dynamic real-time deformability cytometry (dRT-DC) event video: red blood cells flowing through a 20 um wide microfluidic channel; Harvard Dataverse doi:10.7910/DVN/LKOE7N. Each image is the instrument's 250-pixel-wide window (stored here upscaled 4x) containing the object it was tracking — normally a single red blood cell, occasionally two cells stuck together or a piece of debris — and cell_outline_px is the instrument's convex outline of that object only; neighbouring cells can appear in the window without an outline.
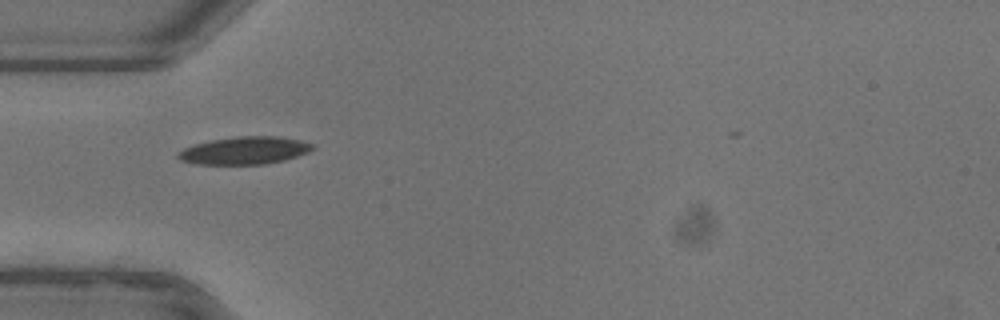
{"species": "common noctule bat (a hibernating species)", "species_latin": "Nyctalus noctula", "temperature_condition": "warm", "stored_images_in_passage": 33, "camera_frame_rate_fps": 3000, "um_per_image_px": 0.085, "animal": {"sex": "female"}, "frame": {"image": 1, "passage_image": 1, "time_ms": 0.0, "image_size_px": [1000, 320], "cell_outline_px": [[316, 148], [308, 152], [284, 160], [264, 164], [196, 164], [180, 160], [176, 156], [176, 152], [184, 148], [196, 144], [212, 140], [236, 136], [280, 136], [300, 140], [316, 144]], "centroid_in_image_um": [20.81, 12.79], "position_along_channel_um": 64.2, "area_um2": 21.73}}
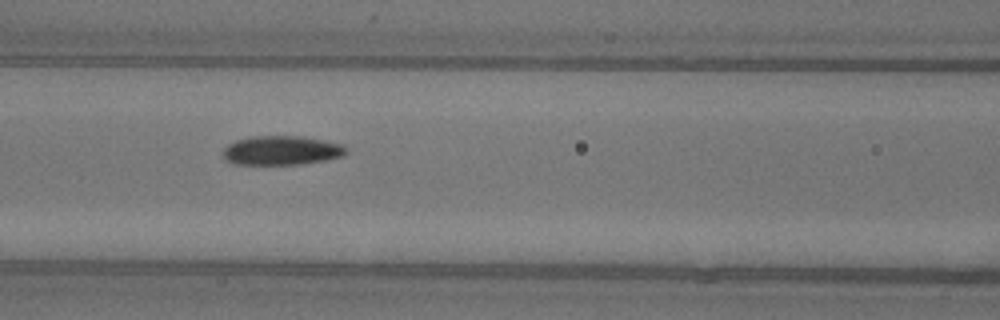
{"frame": {"image": 2, "passage_image": 7, "time_ms": 2.0, "image_size_px": [1000, 320], "cell_outline_px": [[348, 152], [340, 156], [324, 160], [300, 164], [232, 164], [224, 160], [220, 156], [224, 148], [228, 144], [236, 140], [252, 136], [304, 136], [344, 144], [348, 148]], "centroid_in_image_um": [23.9, 12.78], "position_along_channel_um": 142.7, "area_um2": 21.21}}
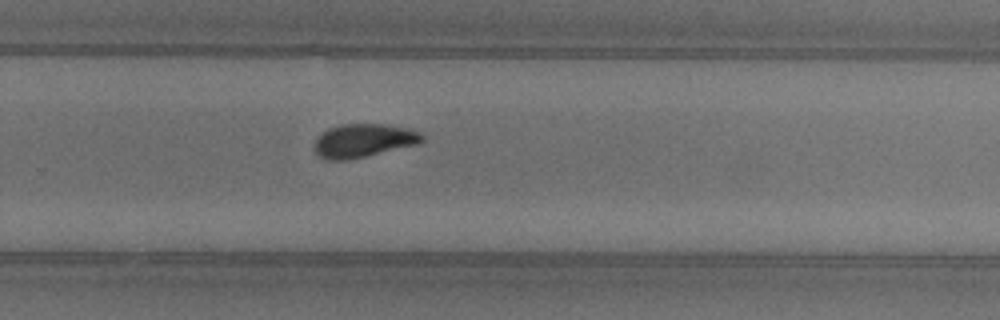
{"frame": {"image": 3, "passage_image": 19, "time_ms": 6.0, "image_size_px": [1000, 320], "cell_outline_px": [[424, 140], [416, 144], [348, 160], [328, 160], [320, 156], [316, 152], [316, 140], [328, 128], [340, 124], [384, 124], [408, 128], [424, 132]], "centroid_in_image_um": [30.95, 11.93], "position_along_channel_um": 298.9, "area_um2": 20.75}, "authors_computed_cell_mechanics": {"area_um2": 20.8658, "velocity_mm_per_s": 3.9237, "shape_relaxation_time_tau1_ms": 3.1755, "shape_relaxation_time_tau2_ms": 2.5854, "deformation_change_tau1": 0.1459, "deformation_change_tau2": 0.0899}}